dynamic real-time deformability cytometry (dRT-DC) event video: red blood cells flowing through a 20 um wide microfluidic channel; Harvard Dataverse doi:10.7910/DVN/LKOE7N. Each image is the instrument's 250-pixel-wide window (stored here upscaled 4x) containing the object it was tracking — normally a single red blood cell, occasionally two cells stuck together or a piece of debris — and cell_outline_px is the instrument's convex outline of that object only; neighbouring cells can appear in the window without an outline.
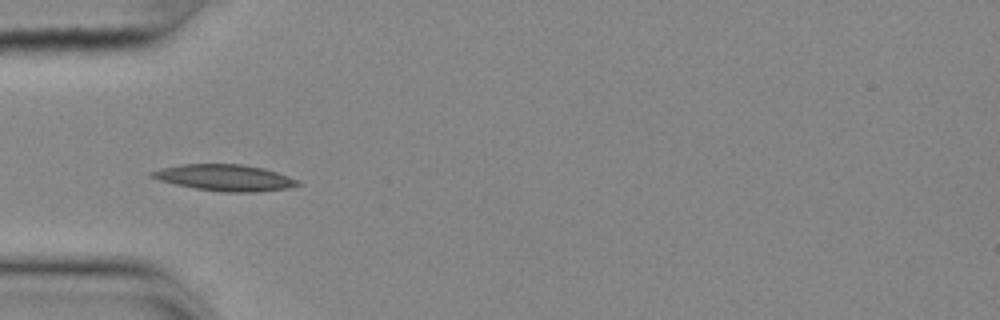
{"species": "common noctule bat (a hibernating species)", "species_latin": "Nyctalus noctula", "temperature_condition": "cold", "stored_images_in_passage": 28, "camera_frame_rate_fps": 3000, "um_per_image_px": 0.085, "animal": {"sex": "female", "body_mass_g": 25.1}, "frame": {"image": 1, "passage_image": 5, "time_ms": 1.333, "image_size_px": [1000, 320], "cell_outline_px": [[304, 184], [288, 188], [256, 192], [220, 192], [196, 188], [176, 184], [160, 180], [148, 176], [148, 172], [160, 168], [180, 164], [244, 164], [264, 168], [300, 180]], "centroid_in_image_um": [19.12, 15.1], "position_along_channel_um": 65.9, "area_um2": 22.6}}